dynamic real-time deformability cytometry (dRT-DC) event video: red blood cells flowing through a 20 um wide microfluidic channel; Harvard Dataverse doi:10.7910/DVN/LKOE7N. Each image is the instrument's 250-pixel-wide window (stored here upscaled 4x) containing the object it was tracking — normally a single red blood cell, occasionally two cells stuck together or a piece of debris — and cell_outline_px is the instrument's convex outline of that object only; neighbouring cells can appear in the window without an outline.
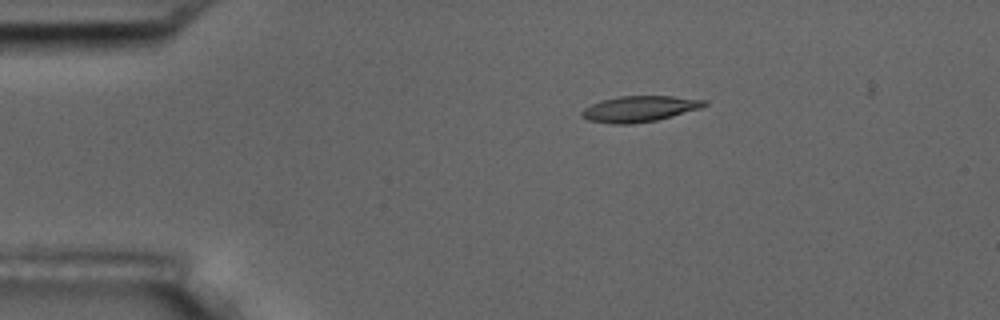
{"species": "common noctule bat (a hibernating species)", "species_latin": "Nyctalus noctula", "temperature_condition": "room temperature", "stored_images_in_passage": 11, "camera_frame_rate_fps": 3000, "um_per_image_px": 0.085, "animal": {"sex": "male", "body_mass_g": 17.5, "forearm_length_mm": 52.3}, "frame": {"image": 1, "passage_image": 4, "time_ms": 3.333, "image_size_px": [1000, 320], "cell_outline_px": [[708, 104], [700, 108], [672, 116], [656, 120], [632, 124], [612, 124], [588, 120], [580, 116], [580, 112], [584, 108], [600, 100], [620, 96], [672, 96], [708, 100]], "centroid_in_image_um": [54.34, 9.25], "position_along_channel_um": 30.7, "area_um2": 18.55}}
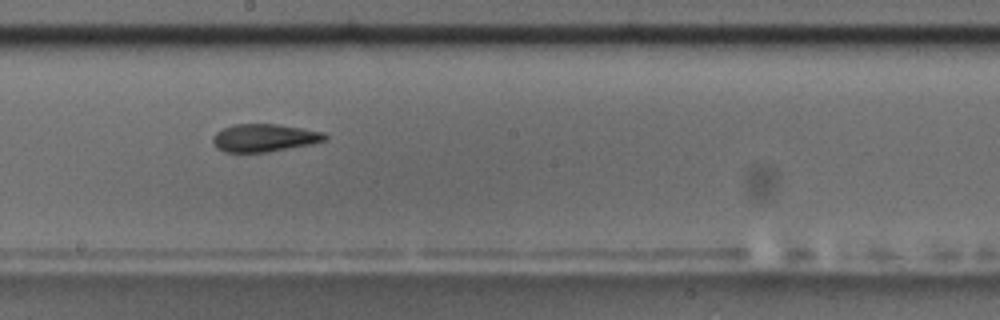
{"frame": {"image": 2, "passage_image": 10, "time_ms": 10.333, "image_size_px": [1000, 320], "cell_outline_px": [[328, 136], [324, 140], [312, 144], [268, 152], [224, 152], [216, 148], [212, 140], [212, 136], [216, 132], [224, 128], [236, 124], [276, 124], [324, 132]], "centroid_in_image_um": [22.44, 11.72], "position_along_channel_um": 225.8, "area_um2": 18.09}}
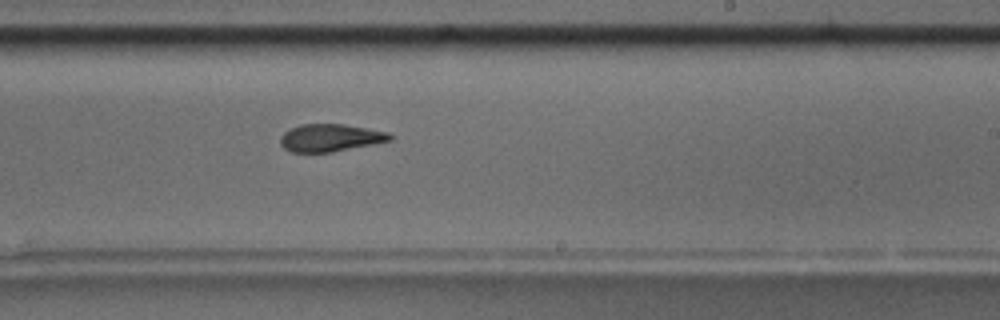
{"frame": {"image": 3, "passage_image": 11, "time_ms": 11.333, "image_size_px": [1000, 320], "cell_outline_px": [[392, 140], [332, 152], [292, 152], [284, 148], [280, 144], [280, 136], [284, 132], [300, 124], [344, 124], [388, 132], [392, 136]], "centroid_in_image_um": [28.05, 11.71], "position_along_channel_um": 260.9, "area_um2": 17.46}}